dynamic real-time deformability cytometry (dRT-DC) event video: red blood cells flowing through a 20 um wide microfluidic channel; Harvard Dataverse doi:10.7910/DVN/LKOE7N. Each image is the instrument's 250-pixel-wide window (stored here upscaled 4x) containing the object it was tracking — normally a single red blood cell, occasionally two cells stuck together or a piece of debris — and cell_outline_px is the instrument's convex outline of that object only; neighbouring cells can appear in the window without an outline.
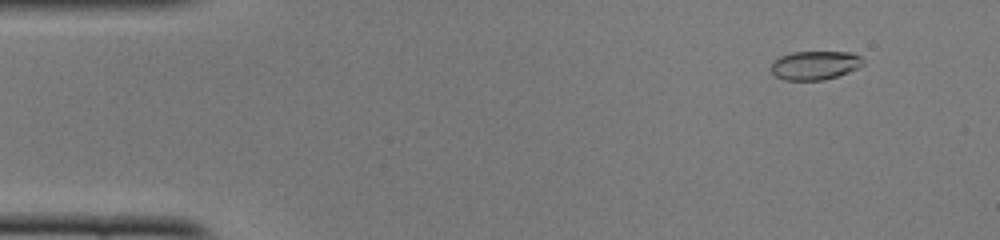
{"species": "common noctule bat (a hibernating species)", "species_latin": "Nyctalus noctula", "temperature_condition": "cold", "stored_images_in_passage": 51, "camera_frame_rate_fps": 3000, "um_per_image_px": 0.085, "animal": {"sex": "female", "body_mass_g": 22.0, "forearm_length_mm": 56.7}, "frame": {"image": 1, "passage_image": 5, "time_ms": 1.333, "image_size_px": [1000, 240], "cell_outline_px": [[864, 64], [848, 72], [824, 80], [784, 80], [776, 76], [768, 68], [780, 56], [792, 52], [852, 52], [860, 56], [864, 60]], "centroid_in_image_um": [69.26, 5.55], "position_along_channel_um": 15.7, "area_um2": 15.43}}
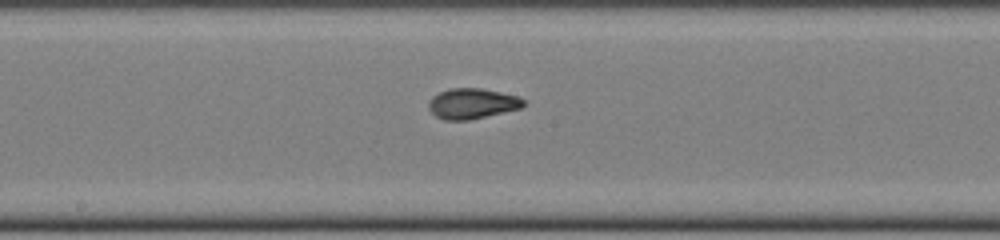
{"frame": {"image": 2, "passage_image": 27, "time_ms": 8.667, "image_size_px": [1000, 240], "cell_outline_px": [[524, 104], [520, 108], [468, 120], [444, 120], [436, 116], [428, 108], [428, 100], [432, 96], [448, 88], [480, 88], [500, 92], [516, 96], [524, 100]], "centroid_in_image_um": [40.07, 8.79], "position_along_channel_um": 208.1, "area_um2": 16.65}}
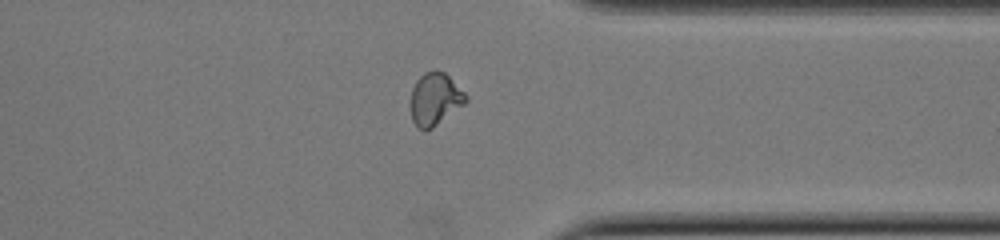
{"frame": {"image": 3, "passage_image": 40, "time_ms": 13.0, "image_size_px": [1000, 240], "cell_outline_px": [[468, 100], [464, 104], [432, 128], [424, 132], [416, 128], [412, 120], [408, 104], [412, 88], [416, 80], [424, 72], [436, 68], [444, 72], [468, 96]], "centroid_in_image_um": [36.91, 8.43], "position_along_channel_um": 374.5, "area_um2": 17.34}, "authors_computed_cell_mechanics": {"area_um2": 16.4152, "velocity_mm_per_s": 3.9369, "shape_relaxation_time_tau1_ms": 4.1948, "shape_relaxation_time_tau2_ms": 0.7286, "deformation_change_tau1": 0.172, "deformation_change_tau2": 0.0385}}